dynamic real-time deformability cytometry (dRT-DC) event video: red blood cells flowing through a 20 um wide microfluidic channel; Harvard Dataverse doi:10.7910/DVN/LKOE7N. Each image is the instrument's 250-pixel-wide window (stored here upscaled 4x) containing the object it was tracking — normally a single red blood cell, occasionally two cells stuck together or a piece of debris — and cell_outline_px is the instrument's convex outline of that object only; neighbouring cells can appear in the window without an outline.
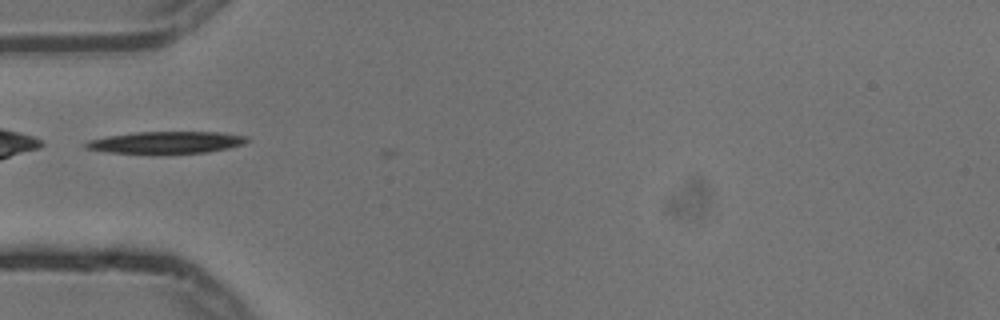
{"species": "common noctule bat (a hibernating species)", "species_latin": "Nyctalus noctula", "temperature_condition": "cold", "stored_images_in_passage": 1, "camera_frame_rate_fps": 3000, "um_per_image_px": 0.085, "animal": {"sex": "male", "body_mass_g": 13.3}, "frame": {"image": 1, "passage_image": 1, "time_ms": 0.0, "image_size_px": [1000, 320], "cell_outline_px": [[248, 140], [244, 144], [228, 148], [208, 152], [152, 156], [108, 152], [84, 148], [84, 144], [88, 140], [108, 136], [136, 132], [220, 132], [244, 136]], "centroid_in_image_um": [14.06, 12.15], "position_along_channel_um": 70.9, "area_um2": 21.44}}